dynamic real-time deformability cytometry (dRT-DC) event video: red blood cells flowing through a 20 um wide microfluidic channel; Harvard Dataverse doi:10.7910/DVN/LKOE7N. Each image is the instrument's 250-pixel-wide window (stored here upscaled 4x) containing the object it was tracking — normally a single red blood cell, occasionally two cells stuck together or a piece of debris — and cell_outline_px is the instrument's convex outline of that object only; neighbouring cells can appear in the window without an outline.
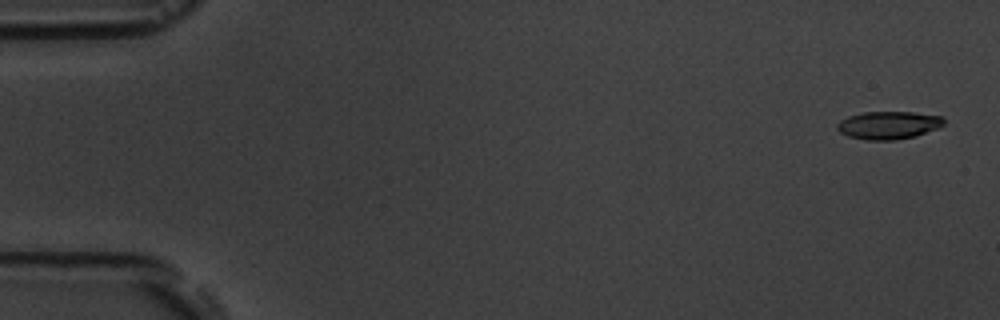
{"species": "common noctule bat (a hibernating species)", "species_latin": "Nyctalus noctula", "temperature_condition": "room temperature", "stored_images_in_passage": 5, "camera_frame_rate_fps": 3000, "um_per_image_px": 0.085, "animal": {"sex": "male", "body_mass_g": 19.5, "forearm_length_mm": 54.6}, "frame": {"image": 1, "passage_image": 1, "time_ms": 0.0, "image_size_px": [1000, 320], "cell_outline_px": [[944, 124], [940, 128], [916, 136], [896, 140], [864, 140], [848, 136], [840, 132], [836, 128], [836, 124], [840, 120], [848, 116], [864, 112], [912, 112], [944, 116]], "centroid_in_image_um": [75.54, 10.64], "position_along_channel_um": 9.5, "area_um2": 17.57}}
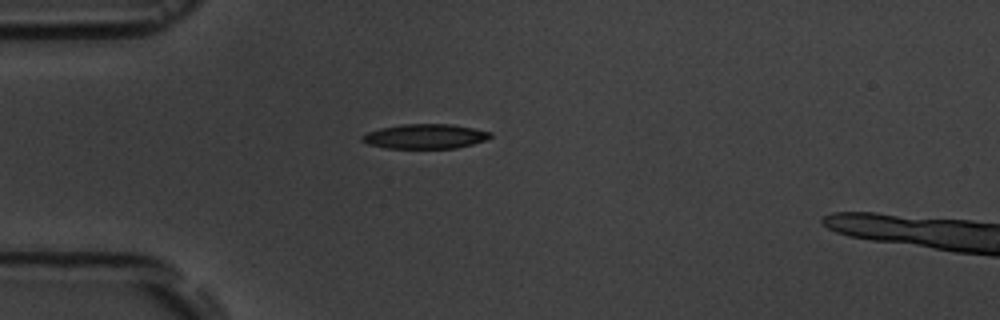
{"frame": {"image": 2, "passage_image": 5, "time_ms": 4.333, "image_size_px": [1000, 320], "cell_outline_px": [[492, 136], [484, 140], [472, 144], [456, 148], [388, 148], [368, 144], [360, 140], [360, 136], [368, 132], [380, 128], [404, 124], [452, 124], [492, 132]], "centroid_in_image_um": [36.11, 11.59], "position_along_channel_um": 48.9, "area_um2": 18.32}}